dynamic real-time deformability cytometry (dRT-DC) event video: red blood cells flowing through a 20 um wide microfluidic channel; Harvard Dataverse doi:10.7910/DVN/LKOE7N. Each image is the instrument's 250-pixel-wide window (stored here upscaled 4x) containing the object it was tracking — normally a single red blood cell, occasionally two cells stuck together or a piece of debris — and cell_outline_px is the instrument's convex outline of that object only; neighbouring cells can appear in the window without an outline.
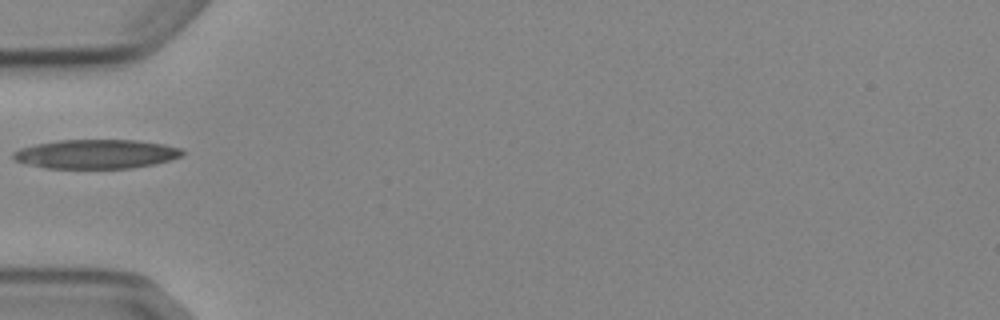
{"species": "Egyptian fruit bat (a non-hibernating species)", "species_latin": "Rousettus aegyptiacus", "temperature_condition": "cold", "stored_images_in_passage": 1, "camera_frame_rate_fps": 3000, "um_per_image_px": 0.085, "animal": {"sex": "female"}, "frame": {"image": 1, "passage_image": 1, "time_ms": 0.0, "image_size_px": [1000, 320], "cell_outline_px": [[184, 152], [180, 156], [168, 160], [152, 164], [132, 168], [44, 168], [24, 164], [16, 160], [12, 156], [12, 152], [20, 148], [36, 144], [60, 140], [136, 140], [164, 144], [180, 148]], "centroid_in_image_um": [8.12, 13.09], "position_along_channel_um": 76.9, "area_um2": 28.61}}